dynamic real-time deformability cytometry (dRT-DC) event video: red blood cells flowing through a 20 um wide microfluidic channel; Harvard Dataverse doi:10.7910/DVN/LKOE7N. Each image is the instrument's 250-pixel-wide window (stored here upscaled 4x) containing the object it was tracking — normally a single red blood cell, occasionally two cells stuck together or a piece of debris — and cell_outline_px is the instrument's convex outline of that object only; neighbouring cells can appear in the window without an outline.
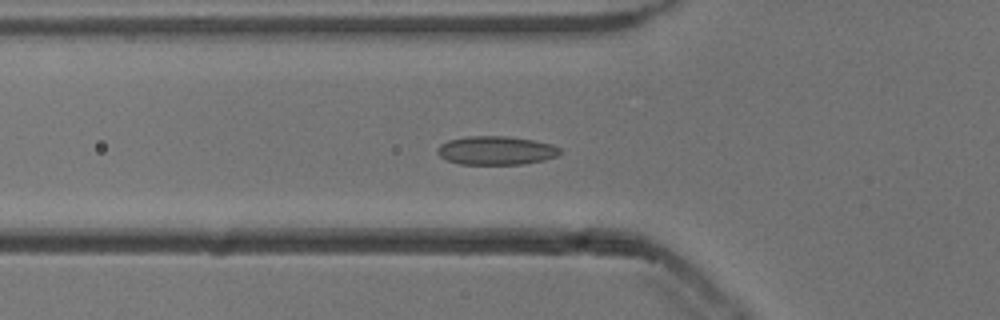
{"species": "common noctule bat (a hibernating species)", "species_latin": "Nyctalus noctula", "temperature_condition": "cold", "stored_images_in_passage": 37, "camera_frame_rate_fps": 3000, "um_per_image_px": 0.085, "animal": {"sex": "male", "body_mass_g": 13.3}, "frame": {"image": 1, "passage_image": 2, "time_ms": 0.333, "image_size_px": [1000, 320], "cell_outline_px": [[560, 152], [556, 156], [544, 160], [524, 164], [460, 164], [448, 160], [440, 156], [436, 152], [436, 148], [440, 144], [448, 140], [468, 136], [508, 136], [532, 140], [552, 144], [560, 148]], "centroid_in_image_um": [42.14, 12.79], "position_along_channel_um": 83.7, "area_um2": 20.46}}
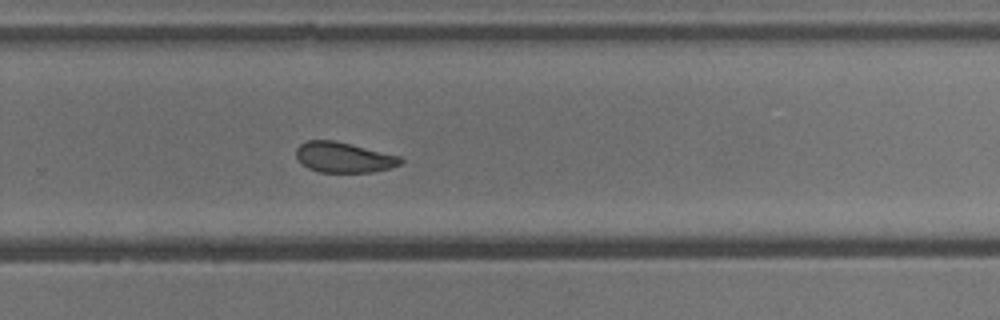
{"frame": {"image": 2, "passage_image": 19, "time_ms": 6.0, "image_size_px": [1000, 320], "cell_outline_px": [[404, 160], [400, 164], [392, 168], [372, 172], [320, 172], [308, 168], [296, 156], [296, 148], [300, 144], [308, 140], [332, 140], [352, 144], [400, 156]], "centroid_in_image_um": [29.24, 13.37], "position_along_channel_um": 300.6, "area_um2": 18.44}}
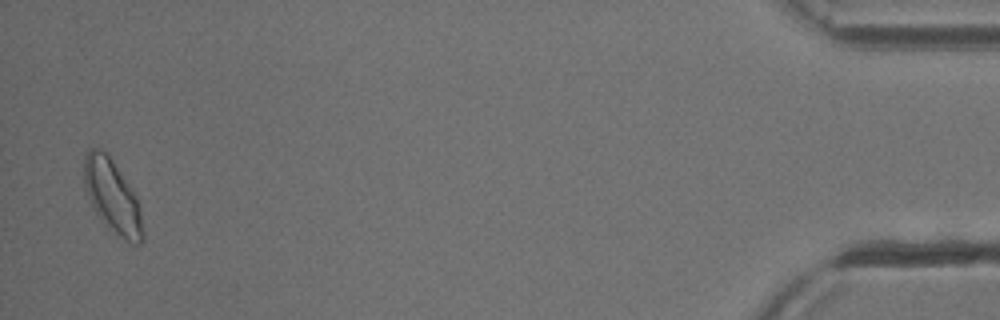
{"frame": {"image": 3, "passage_image": 36, "time_ms": 11.667, "image_size_px": [1000, 320], "cell_outline_px": [[144, 240], [140, 244], [132, 244], [124, 240], [96, 212], [88, 196], [84, 184], [84, 156], [88, 148], [96, 148], [108, 152], [132, 188], [136, 196], [140, 208], [144, 232]], "centroid_in_image_um": [9.58, 16.64], "position_along_channel_um": 425.6, "area_um2": 24.91}, "authors_computed_cell_mechanics": {"area_um2": 19.7676, "velocity_mm_per_s": 3.8208, "shape_relaxation_time_tau1_ms": 5.2981, "shape_relaxation_time_tau2_ms": 1.705, "deformation_change_tau1": 0.0957, "deformation_change_tau2": 0.0575}}